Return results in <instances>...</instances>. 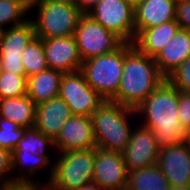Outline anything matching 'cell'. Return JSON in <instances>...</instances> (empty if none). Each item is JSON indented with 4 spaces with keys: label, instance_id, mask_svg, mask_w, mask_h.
I'll list each match as a JSON object with an SVG mask.
<instances>
[{
    "label": "cell",
    "instance_id": "6da1fadb",
    "mask_svg": "<svg viewBox=\"0 0 190 190\" xmlns=\"http://www.w3.org/2000/svg\"><path fill=\"white\" fill-rule=\"evenodd\" d=\"M179 90L165 79L136 109L137 122L150 128L159 148L182 142L184 126L179 119Z\"/></svg>",
    "mask_w": 190,
    "mask_h": 190
},
{
    "label": "cell",
    "instance_id": "7a4b0ae2",
    "mask_svg": "<svg viewBox=\"0 0 190 190\" xmlns=\"http://www.w3.org/2000/svg\"><path fill=\"white\" fill-rule=\"evenodd\" d=\"M165 79L154 58L140 52L133 43H124L121 83L111 100L136 109Z\"/></svg>",
    "mask_w": 190,
    "mask_h": 190
},
{
    "label": "cell",
    "instance_id": "3957f363",
    "mask_svg": "<svg viewBox=\"0 0 190 190\" xmlns=\"http://www.w3.org/2000/svg\"><path fill=\"white\" fill-rule=\"evenodd\" d=\"M91 119L96 147L118 152L129 143L131 131L137 123L135 109L112 100L103 101Z\"/></svg>",
    "mask_w": 190,
    "mask_h": 190
},
{
    "label": "cell",
    "instance_id": "277c9868",
    "mask_svg": "<svg viewBox=\"0 0 190 190\" xmlns=\"http://www.w3.org/2000/svg\"><path fill=\"white\" fill-rule=\"evenodd\" d=\"M36 37L41 39L74 35L84 14L76 5L49 0H33L29 13ZM34 16V17H33Z\"/></svg>",
    "mask_w": 190,
    "mask_h": 190
},
{
    "label": "cell",
    "instance_id": "5b68a950",
    "mask_svg": "<svg viewBox=\"0 0 190 190\" xmlns=\"http://www.w3.org/2000/svg\"><path fill=\"white\" fill-rule=\"evenodd\" d=\"M50 190H77L93 182L95 148L56 152Z\"/></svg>",
    "mask_w": 190,
    "mask_h": 190
},
{
    "label": "cell",
    "instance_id": "8992f818",
    "mask_svg": "<svg viewBox=\"0 0 190 190\" xmlns=\"http://www.w3.org/2000/svg\"><path fill=\"white\" fill-rule=\"evenodd\" d=\"M123 66L124 43L113 52L84 61L80 71L101 97L111 100L120 87Z\"/></svg>",
    "mask_w": 190,
    "mask_h": 190
},
{
    "label": "cell",
    "instance_id": "52a82bcc",
    "mask_svg": "<svg viewBox=\"0 0 190 190\" xmlns=\"http://www.w3.org/2000/svg\"><path fill=\"white\" fill-rule=\"evenodd\" d=\"M74 38L83 62L113 52L124 43L88 14L80 17Z\"/></svg>",
    "mask_w": 190,
    "mask_h": 190
},
{
    "label": "cell",
    "instance_id": "ba28073f",
    "mask_svg": "<svg viewBox=\"0 0 190 190\" xmlns=\"http://www.w3.org/2000/svg\"><path fill=\"white\" fill-rule=\"evenodd\" d=\"M87 14L124 43L134 42V7L125 0H100Z\"/></svg>",
    "mask_w": 190,
    "mask_h": 190
},
{
    "label": "cell",
    "instance_id": "9c48e42d",
    "mask_svg": "<svg viewBox=\"0 0 190 190\" xmlns=\"http://www.w3.org/2000/svg\"><path fill=\"white\" fill-rule=\"evenodd\" d=\"M58 96L67 103L72 115L87 117H91L94 110L105 101L87 83L81 71L63 74Z\"/></svg>",
    "mask_w": 190,
    "mask_h": 190
},
{
    "label": "cell",
    "instance_id": "30bf717a",
    "mask_svg": "<svg viewBox=\"0 0 190 190\" xmlns=\"http://www.w3.org/2000/svg\"><path fill=\"white\" fill-rule=\"evenodd\" d=\"M159 149L153 131L137 122L131 131L129 143L121 152L126 170L156 165Z\"/></svg>",
    "mask_w": 190,
    "mask_h": 190
},
{
    "label": "cell",
    "instance_id": "8fae6325",
    "mask_svg": "<svg viewBox=\"0 0 190 190\" xmlns=\"http://www.w3.org/2000/svg\"><path fill=\"white\" fill-rule=\"evenodd\" d=\"M161 172L173 190H187L190 185V150L179 143L159 149L157 160Z\"/></svg>",
    "mask_w": 190,
    "mask_h": 190
},
{
    "label": "cell",
    "instance_id": "7c38bea8",
    "mask_svg": "<svg viewBox=\"0 0 190 190\" xmlns=\"http://www.w3.org/2000/svg\"><path fill=\"white\" fill-rule=\"evenodd\" d=\"M93 183L105 190H125L127 170L121 152L95 148Z\"/></svg>",
    "mask_w": 190,
    "mask_h": 190
},
{
    "label": "cell",
    "instance_id": "4fadbf2b",
    "mask_svg": "<svg viewBox=\"0 0 190 190\" xmlns=\"http://www.w3.org/2000/svg\"><path fill=\"white\" fill-rule=\"evenodd\" d=\"M54 147L56 152L96 148L91 117L72 115L54 140Z\"/></svg>",
    "mask_w": 190,
    "mask_h": 190
},
{
    "label": "cell",
    "instance_id": "5bb4252c",
    "mask_svg": "<svg viewBox=\"0 0 190 190\" xmlns=\"http://www.w3.org/2000/svg\"><path fill=\"white\" fill-rule=\"evenodd\" d=\"M43 47L49 68L63 73L81 70L83 61L74 35L43 39Z\"/></svg>",
    "mask_w": 190,
    "mask_h": 190
},
{
    "label": "cell",
    "instance_id": "9a60e30c",
    "mask_svg": "<svg viewBox=\"0 0 190 190\" xmlns=\"http://www.w3.org/2000/svg\"><path fill=\"white\" fill-rule=\"evenodd\" d=\"M72 116L67 103L59 96L36 105L34 126L53 141L64 123Z\"/></svg>",
    "mask_w": 190,
    "mask_h": 190
},
{
    "label": "cell",
    "instance_id": "2e32d148",
    "mask_svg": "<svg viewBox=\"0 0 190 190\" xmlns=\"http://www.w3.org/2000/svg\"><path fill=\"white\" fill-rule=\"evenodd\" d=\"M177 0H143L134 8L135 37L145 29L176 20Z\"/></svg>",
    "mask_w": 190,
    "mask_h": 190
},
{
    "label": "cell",
    "instance_id": "e0dca14e",
    "mask_svg": "<svg viewBox=\"0 0 190 190\" xmlns=\"http://www.w3.org/2000/svg\"><path fill=\"white\" fill-rule=\"evenodd\" d=\"M190 56V30L179 29L154 58L167 79Z\"/></svg>",
    "mask_w": 190,
    "mask_h": 190
},
{
    "label": "cell",
    "instance_id": "ac0fdd59",
    "mask_svg": "<svg viewBox=\"0 0 190 190\" xmlns=\"http://www.w3.org/2000/svg\"><path fill=\"white\" fill-rule=\"evenodd\" d=\"M55 158L51 156H36L32 153H12V174L14 181L36 182L49 184L53 176ZM43 168H48L46 181L36 177ZM38 173V174H37Z\"/></svg>",
    "mask_w": 190,
    "mask_h": 190
},
{
    "label": "cell",
    "instance_id": "d6986e66",
    "mask_svg": "<svg viewBox=\"0 0 190 190\" xmlns=\"http://www.w3.org/2000/svg\"><path fill=\"white\" fill-rule=\"evenodd\" d=\"M180 29L176 20L142 30L134 39L133 45L142 53L155 58Z\"/></svg>",
    "mask_w": 190,
    "mask_h": 190
},
{
    "label": "cell",
    "instance_id": "ffe728a7",
    "mask_svg": "<svg viewBox=\"0 0 190 190\" xmlns=\"http://www.w3.org/2000/svg\"><path fill=\"white\" fill-rule=\"evenodd\" d=\"M63 74L61 71L47 68L29 76L27 95L36 105L57 97Z\"/></svg>",
    "mask_w": 190,
    "mask_h": 190
},
{
    "label": "cell",
    "instance_id": "44dd1931",
    "mask_svg": "<svg viewBox=\"0 0 190 190\" xmlns=\"http://www.w3.org/2000/svg\"><path fill=\"white\" fill-rule=\"evenodd\" d=\"M35 115L36 104L27 94L0 99V117L16 123L20 127H33Z\"/></svg>",
    "mask_w": 190,
    "mask_h": 190
},
{
    "label": "cell",
    "instance_id": "7402d4cb",
    "mask_svg": "<svg viewBox=\"0 0 190 190\" xmlns=\"http://www.w3.org/2000/svg\"><path fill=\"white\" fill-rule=\"evenodd\" d=\"M35 36L30 19L0 32V57H19Z\"/></svg>",
    "mask_w": 190,
    "mask_h": 190
},
{
    "label": "cell",
    "instance_id": "603a6c76",
    "mask_svg": "<svg viewBox=\"0 0 190 190\" xmlns=\"http://www.w3.org/2000/svg\"><path fill=\"white\" fill-rule=\"evenodd\" d=\"M125 190H173L159 166L153 165L127 171Z\"/></svg>",
    "mask_w": 190,
    "mask_h": 190
},
{
    "label": "cell",
    "instance_id": "cb8c5ba5",
    "mask_svg": "<svg viewBox=\"0 0 190 190\" xmlns=\"http://www.w3.org/2000/svg\"><path fill=\"white\" fill-rule=\"evenodd\" d=\"M48 149L56 154L54 141L33 126L25 128L24 137L18 141L12 153H32L36 156H50Z\"/></svg>",
    "mask_w": 190,
    "mask_h": 190
},
{
    "label": "cell",
    "instance_id": "d4e9b609",
    "mask_svg": "<svg viewBox=\"0 0 190 190\" xmlns=\"http://www.w3.org/2000/svg\"><path fill=\"white\" fill-rule=\"evenodd\" d=\"M21 57L26 77L49 68L44 54L43 39L40 37L34 36L30 40Z\"/></svg>",
    "mask_w": 190,
    "mask_h": 190
},
{
    "label": "cell",
    "instance_id": "484cf974",
    "mask_svg": "<svg viewBox=\"0 0 190 190\" xmlns=\"http://www.w3.org/2000/svg\"><path fill=\"white\" fill-rule=\"evenodd\" d=\"M32 2L0 0V32L29 19Z\"/></svg>",
    "mask_w": 190,
    "mask_h": 190
},
{
    "label": "cell",
    "instance_id": "4316f807",
    "mask_svg": "<svg viewBox=\"0 0 190 190\" xmlns=\"http://www.w3.org/2000/svg\"><path fill=\"white\" fill-rule=\"evenodd\" d=\"M28 92V77L25 74L0 71V98L24 96Z\"/></svg>",
    "mask_w": 190,
    "mask_h": 190
},
{
    "label": "cell",
    "instance_id": "83f0119b",
    "mask_svg": "<svg viewBox=\"0 0 190 190\" xmlns=\"http://www.w3.org/2000/svg\"><path fill=\"white\" fill-rule=\"evenodd\" d=\"M25 128L0 117V147L13 152L18 141L24 137Z\"/></svg>",
    "mask_w": 190,
    "mask_h": 190
},
{
    "label": "cell",
    "instance_id": "f1b7e54d",
    "mask_svg": "<svg viewBox=\"0 0 190 190\" xmlns=\"http://www.w3.org/2000/svg\"><path fill=\"white\" fill-rule=\"evenodd\" d=\"M179 91L190 93V56L167 78Z\"/></svg>",
    "mask_w": 190,
    "mask_h": 190
},
{
    "label": "cell",
    "instance_id": "f546056e",
    "mask_svg": "<svg viewBox=\"0 0 190 190\" xmlns=\"http://www.w3.org/2000/svg\"><path fill=\"white\" fill-rule=\"evenodd\" d=\"M14 182L12 174V152L0 147V186Z\"/></svg>",
    "mask_w": 190,
    "mask_h": 190
},
{
    "label": "cell",
    "instance_id": "4dcf8cb0",
    "mask_svg": "<svg viewBox=\"0 0 190 190\" xmlns=\"http://www.w3.org/2000/svg\"><path fill=\"white\" fill-rule=\"evenodd\" d=\"M176 21L180 29L190 30V0H177Z\"/></svg>",
    "mask_w": 190,
    "mask_h": 190
},
{
    "label": "cell",
    "instance_id": "1f68e13d",
    "mask_svg": "<svg viewBox=\"0 0 190 190\" xmlns=\"http://www.w3.org/2000/svg\"><path fill=\"white\" fill-rule=\"evenodd\" d=\"M0 71L25 74L22 57H0Z\"/></svg>",
    "mask_w": 190,
    "mask_h": 190
},
{
    "label": "cell",
    "instance_id": "d6a6232c",
    "mask_svg": "<svg viewBox=\"0 0 190 190\" xmlns=\"http://www.w3.org/2000/svg\"><path fill=\"white\" fill-rule=\"evenodd\" d=\"M178 111L181 124L190 125V93L179 91Z\"/></svg>",
    "mask_w": 190,
    "mask_h": 190
},
{
    "label": "cell",
    "instance_id": "836d02e7",
    "mask_svg": "<svg viewBox=\"0 0 190 190\" xmlns=\"http://www.w3.org/2000/svg\"><path fill=\"white\" fill-rule=\"evenodd\" d=\"M7 190H50V187L43 181H14L7 185Z\"/></svg>",
    "mask_w": 190,
    "mask_h": 190
},
{
    "label": "cell",
    "instance_id": "e575fe53",
    "mask_svg": "<svg viewBox=\"0 0 190 190\" xmlns=\"http://www.w3.org/2000/svg\"><path fill=\"white\" fill-rule=\"evenodd\" d=\"M100 0H77V7L87 14Z\"/></svg>",
    "mask_w": 190,
    "mask_h": 190
},
{
    "label": "cell",
    "instance_id": "d590c367",
    "mask_svg": "<svg viewBox=\"0 0 190 190\" xmlns=\"http://www.w3.org/2000/svg\"><path fill=\"white\" fill-rule=\"evenodd\" d=\"M77 190H105V189L101 188L99 185L92 182L90 184L82 186L81 188Z\"/></svg>",
    "mask_w": 190,
    "mask_h": 190
},
{
    "label": "cell",
    "instance_id": "8d00e7d4",
    "mask_svg": "<svg viewBox=\"0 0 190 190\" xmlns=\"http://www.w3.org/2000/svg\"><path fill=\"white\" fill-rule=\"evenodd\" d=\"M182 142L190 145V125H187L184 128V135H183Z\"/></svg>",
    "mask_w": 190,
    "mask_h": 190
},
{
    "label": "cell",
    "instance_id": "74e56055",
    "mask_svg": "<svg viewBox=\"0 0 190 190\" xmlns=\"http://www.w3.org/2000/svg\"><path fill=\"white\" fill-rule=\"evenodd\" d=\"M49 1L69 3V4L77 6V0H49Z\"/></svg>",
    "mask_w": 190,
    "mask_h": 190
},
{
    "label": "cell",
    "instance_id": "f35d334b",
    "mask_svg": "<svg viewBox=\"0 0 190 190\" xmlns=\"http://www.w3.org/2000/svg\"><path fill=\"white\" fill-rule=\"evenodd\" d=\"M126 2H128L129 4H131L134 8L140 4L143 0H125Z\"/></svg>",
    "mask_w": 190,
    "mask_h": 190
},
{
    "label": "cell",
    "instance_id": "ab89813d",
    "mask_svg": "<svg viewBox=\"0 0 190 190\" xmlns=\"http://www.w3.org/2000/svg\"><path fill=\"white\" fill-rule=\"evenodd\" d=\"M9 1H15V2H33V0H9Z\"/></svg>",
    "mask_w": 190,
    "mask_h": 190
},
{
    "label": "cell",
    "instance_id": "60d3db41",
    "mask_svg": "<svg viewBox=\"0 0 190 190\" xmlns=\"http://www.w3.org/2000/svg\"><path fill=\"white\" fill-rule=\"evenodd\" d=\"M0 190H7V185L6 186H0Z\"/></svg>",
    "mask_w": 190,
    "mask_h": 190
}]
</instances>
